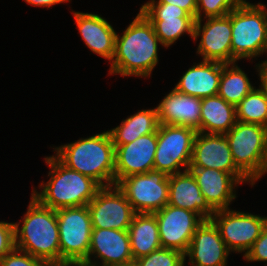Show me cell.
Returning a JSON list of instances; mask_svg holds the SVG:
<instances>
[{"mask_svg":"<svg viewBox=\"0 0 267 266\" xmlns=\"http://www.w3.org/2000/svg\"><path fill=\"white\" fill-rule=\"evenodd\" d=\"M246 261L267 262V221L259 238L253 243L249 251L243 256Z\"/></svg>","mask_w":267,"mask_h":266,"instance_id":"obj_32","label":"cell"},{"mask_svg":"<svg viewBox=\"0 0 267 266\" xmlns=\"http://www.w3.org/2000/svg\"><path fill=\"white\" fill-rule=\"evenodd\" d=\"M158 43L152 23L139 11L122 36L116 34L109 74L149 77L159 62Z\"/></svg>","mask_w":267,"mask_h":266,"instance_id":"obj_1","label":"cell"},{"mask_svg":"<svg viewBox=\"0 0 267 266\" xmlns=\"http://www.w3.org/2000/svg\"><path fill=\"white\" fill-rule=\"evenodd\" d=\"M134 263L136 266H184L185 256L178 250L161 247L134 260Z\"/></svg>","mask_w":267,"mask_h":266,"instance_id":"obj_29","label":"cell"},{"mask_svg":"<svg viewBox=\"0 0 267 266\" xmlns=\"http://www.w3.org/2000/svg\"><path fill=\"white\" fill-rule=\"evenodd\" d=\"M60 266H81L88 258L92 224L87 205L56 210Z\"/></svg>","mask_w":267,"mask_h":266,"instance_id":"obj_7","label":"cell"},{"mask_svg":"<svg viewBox=\"0 0 267 266\" xmlns=\"http://www.w3.org/2000/svg\"><path fill=\"white\" fill-rule=\"evenodd\" d=\"M232 63L263 55L267 41V9L264 4L244 0L231 11Z\"/></svg>","mask_w":267,"mask_h":266,"instance_id":"obj_5","label":"cell"},{"mask_svg":"<svg viewBox=\"0 0 267 266\" xmlns=\"http://www.w3.org/2000/svg\"><path fill=\"white\" fill-rule=\"evenodd\" d=\"M189 167L217 169L234 175L241 183H254L235 165L225 134L195 135Z\"/></svg>","mask_w":267,"mask_h":266,"instance_id":"obj_13","label":"cell"},{"mask_svg":"<svg viewBox=\"0 0 267 266\" xmlns=\"http://www.w3.org/2000/svg\"><path fill=\"white\" fill-rule=\"evenodd\" d=\"M126 266H136V264L132 263V264H129V265H126Z\"/></svg>","mask_w":267,"mask_h":266,"instance_id":"obj_38","label":"cell"},{"mask_svg":"<svg viewBox=\"0 0 267 266\" xmlns=\"http://www.w3.org/2000/svg\"><path fill=\"white\" fill-rule=\"evenodd\" d=\"M244 0H197L196 20L204 18L222 17L228 15Z\"/></svg>","mask_w":267,"mask_h":266,"instance_id":"obj_30","label":"cell"},{"mask_svg":"<svg viewBox=\"0 0 267 266\" xmlns=\"http://www.w3.org/2000/svg\"><path fill=\"white\" fill-rule=\"evenodd\" d=\"M153 214L158 222L161 247L183 254L187 252L196 229L204 221L193 211L169 204Z\"/></svg>","mask_w":267,"mask_h":266,"instance_id":"obj_12","label":"cell"},{"mask_svg":"<svg viewBox=\"0 0 267 266\" xmlns=\"http://www.w3.org/2000/svg\"><path fill=\"white\" fill-rule=\"evenodd\" d=\"M237 122L236 106L219 95L202 98L201 125L197 132L226 134Z\"/></svg>","mask_w":267,"mask_h":266,"instance_id":"obj_24","label":"cell"},{"mask_svg":"<svg viewBox=\"0 0 267 266\" xmlns=\"http://www.w3.org/2000/svg\"><path fill=\"white\" fill-rule=\"evenodd\" d=\"M24 1L32 6H40V7H47V8L53 5L59 4V3H63L67 1L70 2V0H24Z\"/></svg>","mask_w":267,"mask_h":266,"instance_id":"obj_35","label":"cell"},{"mask_svg":"<svg viewBox=\"0 0 267 266\" xmlns=\"http://www.w3.org/2000/svg\"><path fill=\"white\" fill-rule=\"evenodd\" d=\"M15 225L0 221V259L15 248Z\"/></svg>","mask_w":267,"mask_h":266,"instance_id":"obj_33","label":"cell"},{"mask_svg":"<svg viewBox=\"0 0 267 266\" xmlns=\"http://www.w3.org/2000/svg\"><path fill=\"white\" fill-rule=\"evenodd\" d=\"M92 256L100 259L102 265L92 261ZM132 263L128 230L92 228L88 258L81 266H126Z\"/></svg>","mask_w":267,"mask_h":266,"instance_id":"obj_16","label":"cell"},{"mask_svg":"<svg viewBox=\"0 0 267 266\" xmlns=\"http://www.w3.org/2000/svg\"><path fill=\"white\" fill-rule=\"evenodd\" d=\"M253 88L247 74L236 63H221V78L217 95L237 106Z\"/></svg>","mask_w":267,"mask_h":266,"instance_id":"obj_27","label":"cell"},{"mask_svg":"<svg viewBox=\"0 0 267 266\" xmlns=\"http://www.w3.org/2000/svg\"><path fill=\"white\" fill-rule=\"evenodd\" d=\"M201 105V98L173 88L155 108L159 124L185 126L198 131L201 125Z\"/></svg>","mask_w":267,"mask_h":266,"instance_id":"obj_19","label":"cell"},{"mask_svg":"<svg viewBox=\"0 0 267 266\" xmlns=\"http://www.w3.org/2000/svg\"><path fill=\"white\" fill-rule=\"evenodd\" d=\"M157 131L115 148V184L123 178L154 170Z\"/></svg>","mask_w":267,"mask_h":266,"instance_id":"obj_17","label":"cell"},{"mask_svg":"<svg viewBox=\"0 0 267 266\" xmlns=\"http://www.w3.org/2000/svg\"><path fill=\"white\" fill-rule=\"evenodd\" d=\"M69 169L89 176L101 186L115 185V147L109 131L54 149Z\"/></svg>","mask_w":267,"mask_h":266,"instance_id":"obj_2","label":"cell"},{"mask_svg":"<svg viewBox=\"0 0 267 266\" xmlns=\"http://www.w3.org/2000/svg\"><path fill=\"white\" fill-rule=\"evenodd\" d=\"M117 186L136 213L153 214L168 204L169 175L151 170L123 178Z\"/></svg>","mask_w":267,"mask_h":266,"instance_id":"obj_9","label":"cell"},{"mask_svg":"<svg viewBox=\"0 0 267 266\" xmlns=\"http://www.w3.org/2000/svg\"><path fill=\"white\" fill-rule=\"evenodd\" d=\"M146 3H168L184 9L196 20L197 0H150Z\"/></svg>","mask_w":267,"mask_h":266,"instance_id":"obj_34","label":"cell"},{"mask_svg":"<svg viewBox=\"0 0 267 266\" xmlns=\"http://www.w3.org/2000/svg\"><path fill=\"white\" fill-rule=\"evenodd\" d=\"M256 68L259 72L260 82L267 90V66H257Z\"/></svg>","mask_w":267,"mask_h":266,"instance_id":"obj_36","label":"cell"},{"mask_svg":"<svg viewBox=\"0 0 267 266\" xmlns=\"http://www.w3.org/2000/svg\"><path fill=\"white\" fill-rule=\"evenodd\" d=\"M196 133L190 127L159 124L154 170L167 175L180 173L183 166L189 170Z\"/></svg>","mask_w":267,"mask_h":266,"instance_id":"obj_8","label":"cell"},{"mask_svg":"<svg viewBox=\"0 0 267 266\" xmlns=\"http://www.w3.org/2000/svg\"><path fill=\"white\" fill-rule=\"evenodd\" d=\"M229 254L218 228L206 220L196 229L184 256L185 260L189 257L191 266H227Z\"/></svg>","mask_w":267,"mask_h":266,"instance_id":"obj_18","label":"cell"},{"mask_svg":"<svg viewBox=\"0 0 267 266\" xmlns=\"http://www.w3.org/2000/svg\"><path fill=\"white\" fill-rule=\"evenodd\" d=\"M140 11L152 23L162 46L169 47L185 33L193 38L195 19L184 9L168 3H145Z\"/></svg>","mask_w":267,"mask_h":266,"instance_id":"obj_15","label":"cell"},{"mask_svg":"<svg viewBox=\"0 0 267 266\" xmlns=\"http://www.w3.org/2000/svg\"><path fill=\"white\" fill-rule=\"evenodd\" d=\"M0 266H49L45 261L14 248L0 259Z\"/></svg>","mask_w":267,"mask_h":266,"instance_id":"obj_31","label":"cell"},{"mask_svg":"<svg viewBox=\"0 0 267 266\" xmlns=\"http://www.w3.org/2000/svg\"><path fill=\"white\" fill-rule=\"evenodd\" d=\"M253 88L236 106V119L244 123L267 127V90L260 83Z\"/></svg>","mask_w":267,"mask_h":266,"instance_id":"obj_28","label":"cell"},{"mask_svg":"<svg viewBox=\"0 0 267 266\" xmlns=\"http://www.w3.org/2000/svg\"><path fill=\"white\" fill-rule=\"evenodd\" d=\"M225 136L235 165L255 184L267 172V127L237 121Z\"/></svg>","mask_w":267,"mask_h":266,"instance_id":"obj_6","label":"cell"},{"mask_svg":"<svg viewBox=\"0 0 267 266\" xmlns=\"http://www.w3.org/2000/svg\"><path fill=\"white\" fill-rule=\"evenodd\" d=\"M128 233L133 260L161 248L158 222L154 214L136 213Z\"/></svg>","mask_w":267,"mask_h":266,"instance_id":"obj_25","label":"cell"},{"mask_svg":"<svg viewBox=\"0 0 267 266\" xmlns=\"http://www.w3.org/2000/svg\"><path fill=\"white\" fill-rule=\"evenodd\" d=\"M207 21L202 26L201 20H195L193 40L201 35L197 53L204 61H215L223 64L232 63L231 51V12L222 17L204 18Z\"/></svg>","mask_w":267,"mask_h":266,"instance_id":"obj_14","label":"cell"},{"mask_svg":"<svg viewBox=\"0 0 267 266\" xmlns=\"http://www.w3.org/2000/svg\"><path fill=\"white\" fill-rule=\"evenodd\" d=\"M210 220L218 228L230 252H245L259 238L267 217L228 209L217 210Z\"/></svg>","mask_w":267,"mask_h":266,"instance_id":"obj_10","label":"cell"},{"mask_svg":"<svg viewBox=\"0 0 267 266\" xmlns=\"http://www.w3.org/2000/svg\"><path fill=\"white\" fill-rule=\"evenodd\" d=\"M220 78L221 63L202 60L183 73L174 88L181 93L202 99L217 95Z\"/></svg>","mask_w":267,"mask_h":266,"instance_id":"obj_23","label":"cell"},{"mask_svg":"<svg viewBox=\"0 0 267 266\" xmlns=\"http://www.w3.org/2000/svg\"><path fill=\"white\" fill-rule=\"evenodd\" d=\"M264 52H267V41H266V44H265V47H264V50H263V53ZM256 66H267V60H265V61H262V63L260 64H258V65H256Z\"/></svg>","mask_w":267,"mask_h":266,"instance_id":"obj_37","label":"cell"},{"mask_svg":"<svg viewBox=\"0 0 267 266\" xmlns=\"http://www.w3.org/2000/svg\"><path fill=\"white\" fill-rule=\"evenodd\" d=\"M168 204L197 213L204 221L215 211L208 205L190 170L169 175Z\"/></svg>","mask_w":267,"mask_h":266,"instance_id":"obj_21","label":"cell"},{"mask_svg":"<svg viewBox=\"0 0 267 266\" xmlns=\"http://www.w3.org/2000/svg\"><path fill=\"white\" fill-rule=\"evenodd\" d=\"M73 15L87 47L111 62L115 53L117 32L109 22L98 14L73 11Z\"/></svg>","mask_w":267,"mask_h":266,"instance_id":"obj_22","label":"cell"},{"mask_svg":"<svg viewBox=\"0 0 267 266\" xmlns=\"http://www.w3.org/2000/svg\"><path fill=\"white\" fill-rule=\"evenodd\" d=\"M27 212L15 225L16 248L45 261L49 266H60L59 227L56 210L40 204L33 196Z\"/></svg>","mask_w":267,"mask_h":266,"instance_id":"obj_3","label":"cell"},{"mask_svg":"<svg viewBox=\"0 0 267 266\" xmlns=\"http://www.w3.org/2000/svg\"><path fill=\"white\" fill-rule=\"evenodd\" d=\"M87 207L92 228L128 230L136 214L116 184L102 186Z\"/></svg>","mask_w":267,"mask_h":266,"instance_id":"obj_11","label":"cell"},{"mask_svg":"<svg viewBox=\"0 0 267 266\" xmlns=\"http://www.w3.org/2000/svg\"><path fill=\"white\" fill-rule=\"evenodd\" d=\"M159 126L156 108L143 109L123 119L116 128L109 130L114 147L135 141L143 135L154 133Z\"/></svg>","mask_w":267,"mask_h":266,"instance_id":"obj_26","label":"cell"},{"mask_svg":"<svg viewBox=\"0 0 267 266\" xmlns=\"http://www.w3.org/2000/svg\"><path fill=\"white\" fill-rule=\"evenodd\" d=\"M189 170L214 211L230 208V202L236 198L234 189L241 183L234 175L212 168L189 167Z\"/></svg>","mask_w":267,"mask_h":266,"instance_id":"obj_20","label":"cell"},{"mask_svg":"<svg viewBox=\"0 0 267 266\" xmlns=\"http://www.w3.org/2000/svg\"><path fill=\"white\" fill-rule=\"evenodd\" d=\"M51 168L50 180L42 182L40 192L32 190V196L43 206L53 210L87 205L102 187L89 176L69 169L55 156L45 157Z\"/></svg>","mask_w":267,"mask_h":266,"instance_id":"obj_4","label":"cell"}]
</instances>
